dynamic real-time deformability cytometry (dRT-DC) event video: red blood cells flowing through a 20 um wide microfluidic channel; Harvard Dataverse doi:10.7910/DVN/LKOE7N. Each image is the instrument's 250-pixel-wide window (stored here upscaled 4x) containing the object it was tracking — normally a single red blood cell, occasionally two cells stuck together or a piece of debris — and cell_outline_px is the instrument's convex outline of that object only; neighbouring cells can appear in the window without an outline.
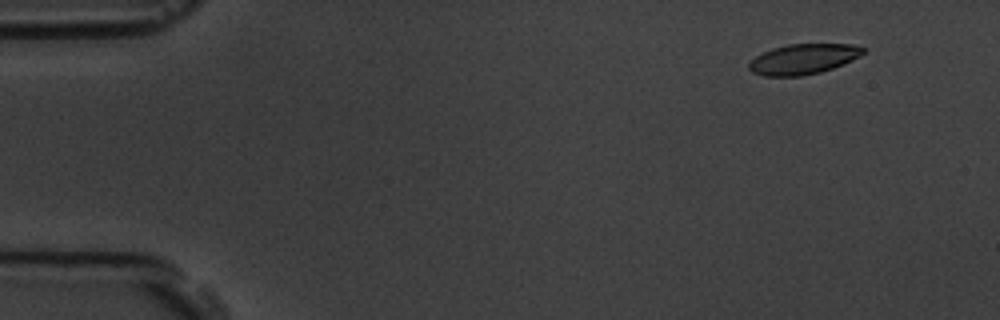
{"species": "common noctule bat (a hibernating species)", "species_latin": "Nyctalus noctula", "temperature_condition": "room temperature", "stored_images_in_passage": 6, "camera_frame_rate_fps": 3000, "um_per_image_px": 0.085, "animal": {"sex": "male", "body_mass_g": 19.5, "forearm_length_mm": 54.6}, "frame": {"image": 1, "passage_image": 2, "time_ms": 1.333, "image_size_px": [1000, 320], "cell_outline_px": [[864, 52], [860, 56], [844, 64], [820, 72], [800, 76], [764, 76], [752, 72], [748, 68], [748, 64], [756, 56], [772, 48], [788, 44], [852, 44], [864, 48]], "centroid_in_image_um": [68.27, 5.02], "position_along_channel_um": 16.7, "area_um2": 20.06}}
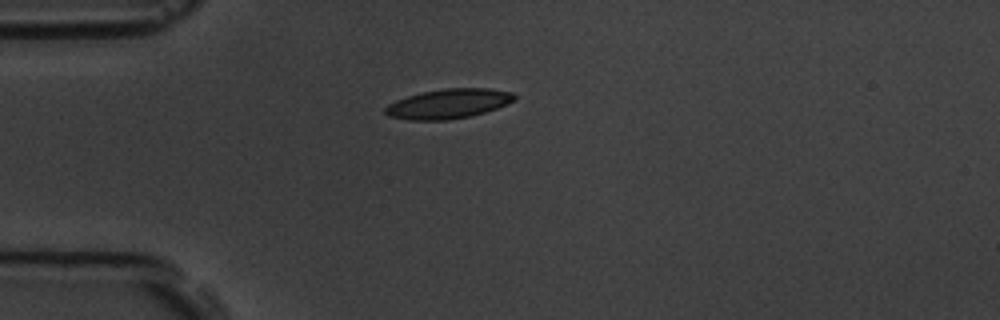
{"frame": {"image": 2, "passage_image": 5, "time_ms": 4.667, "image_size_px": [1000, 320], "cell_outline_px": [[516, 100], [508, 104], [484, 112], [468, 116], [448, 120], [408, 120], [388, 116], [384, 112], [384, 108], [388, 104], [396, 100], [420, 92], [444, 88], [488, 88], [512, 92], [516, 96]], "centroid_in_image_um": [38.1, 8.81], "position_along_channel_um": 46.9, "area_um2": 22.37}}
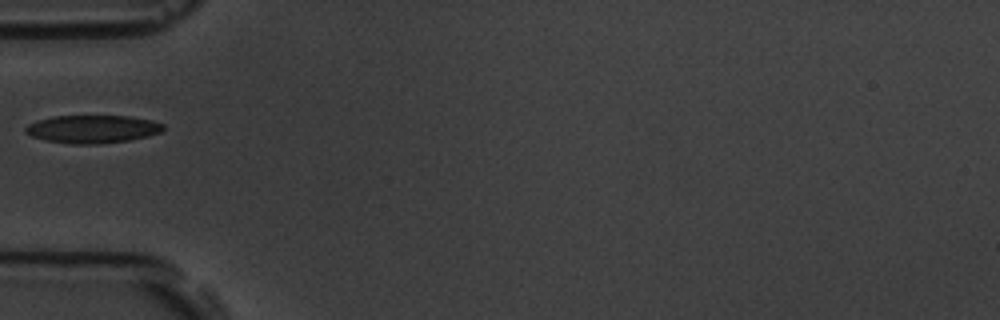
{"frame": {"image": 3, "passage_image": 6, "time_ms": 6.0, "image_size_px": [1000, 320], "cell_outline_px": [[164, 128], [160, 132], [148, 136], [128, 140], [100, 144], [72, 144], [44, 140], [32, 136], [24, 132], [24, 128], [28, 124], [36, 120], [52, 116], [128, 116], [152, 120], [164, 124]], "centroid_in_image_um": [7.83, 10.97], "position_along_channel_um": 77.2, "area_um2": 22.54}}